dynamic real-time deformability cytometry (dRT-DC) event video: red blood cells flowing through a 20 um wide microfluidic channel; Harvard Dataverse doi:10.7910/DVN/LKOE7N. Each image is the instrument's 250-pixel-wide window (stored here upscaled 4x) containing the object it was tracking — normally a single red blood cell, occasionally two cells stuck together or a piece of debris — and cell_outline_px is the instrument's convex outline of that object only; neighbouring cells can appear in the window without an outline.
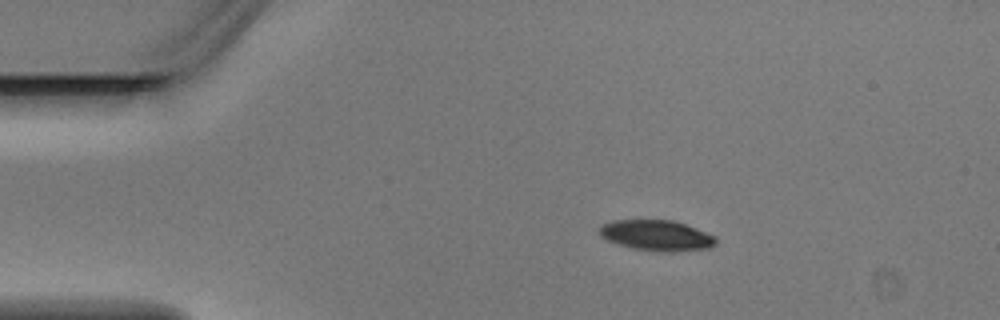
{"species": "Egyptian fruit bat (a non-hibernating species)", "species_latin": "Rousettus aegyptiacus", "temperature_condition": "warm", "stored_images_in_passage": 2, "camera_frame_rate_fps": 3000, "um_per_image_px": 0.085, "animal": {"sex": "male"}, "frame": {"image": 1, "passage_image": 1, "time_ms": 0.0, "image_size_px": [1000, 320], "cell_outline_px": [[716, 244], [708, 248], [672, 252], [660, 252], [632, 248], [608, 240], [600, 236], [600, 228], [604, 224], [616, 220], [672, 220], [696, 228], [716, 236]], "centroid_in_image_um": [55.85, 20.02], "position_along_channel_um": 29.2, "area_um2": 20.58}}